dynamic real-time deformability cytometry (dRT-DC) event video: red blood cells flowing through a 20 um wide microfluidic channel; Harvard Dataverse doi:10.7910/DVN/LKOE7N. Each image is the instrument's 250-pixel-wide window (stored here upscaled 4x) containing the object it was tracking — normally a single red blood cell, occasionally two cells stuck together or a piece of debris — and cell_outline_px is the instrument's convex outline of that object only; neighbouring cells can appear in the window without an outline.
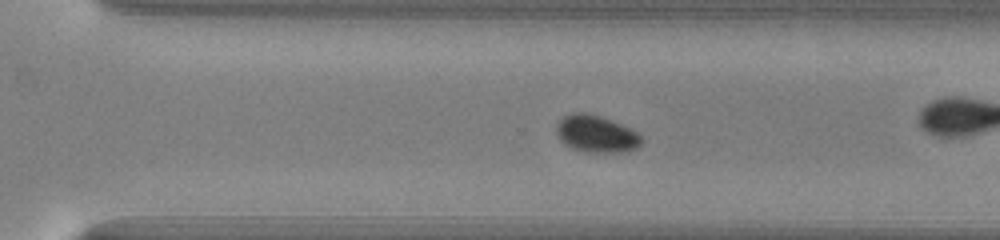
{"species": "common noctule bat (a hibernating species)", "species_latin": "Nyctalus noctula", "temperature_condition": "warm", "stored_images_in_passage": 40, "camera_frame_rate_fps": 3000, "um_per_image_px": 0.085, "animal": {"sex": "male", "body_mass_g": 13.0, "forearm_length_mm": 53.1}, "frame": {"image": 1, "passage_image": 23, "time_ms": 7.333, "image_size_px": [1000, 240], "cell_outline_px": [[644, 140], [636, 148], [620, 152], [584, 152], [572, 148], [564, 144], [560, 140], [556, 132], [556, 124], [564, 116], [572, 112], [584, 112], [600, 116], [612, 120], [632, 128]], "centroid_in_image_um": [50.66, 11.37], "position_along_channel_um": 319.9, "area_um2": 18.5}, "authors_computed_cell_mechanics": {"area_um2": 18.1781, "velocity_mm_per_s": 4.0624, "shape_relaxation_time_tau1_ms": 0.4487, "shape_relaxation_time_tau2_ms": null, "deformation_change_tau1": 0.0325, "deformation_change_tau2": null}}